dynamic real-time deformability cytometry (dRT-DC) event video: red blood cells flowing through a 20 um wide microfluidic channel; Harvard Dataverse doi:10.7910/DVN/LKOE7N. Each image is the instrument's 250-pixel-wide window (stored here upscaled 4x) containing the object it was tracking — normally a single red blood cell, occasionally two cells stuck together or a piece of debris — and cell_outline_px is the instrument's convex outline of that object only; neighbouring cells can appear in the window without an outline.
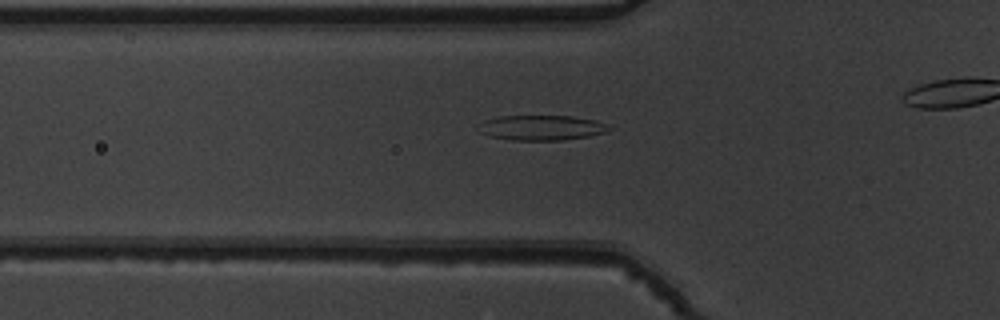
{"species": "common noctule bat (a hibernating species)", "species_latin": "Nyctalus noctula", "temperature_condition": "warm", "stored_images_in_passage": 32, "camera_frame_rate_fps": 3000, "um_per_image_px": 0.085, "animal": {"sex": "male", "body_mass_g": 19.5, "forearm_length_mm": 54.6}, "frame": {"image": 1, "passage_image": 7, "time_ms": 2.0, "image_size_px": [1000, 320], "cell_outline_px": [[612, 128], [608, 132], [588, 136], [564, 140], [512, 140], [488, 136], [480, 132], [484, 120], [500, 116], [572, 116], [596, 120], [608, 124]], "centroid_in_image_um": [46.1, 10.86], "position_along_channel_um": 79.7, "area_um2": 19.02}}
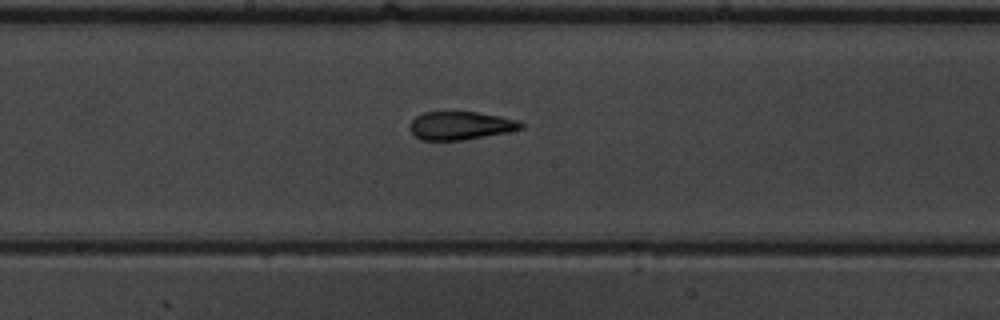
{"frame": {"image": 2, "passage_image": 17, "time_ms": 5.333, "image_size_px": [1000, 320], "cell_outline_px": [[524, 128], [508, 132], [460, 140], [420, 140], [408, 128], [412, 120], [416, 116], [424, 112], [476, 112], [500, 116], [516, 120], [524, 124]], "centroid_in_image_um": [39.13, 10.67], "position_along_channel_um": 209.1, "area_um2": 18.15}}
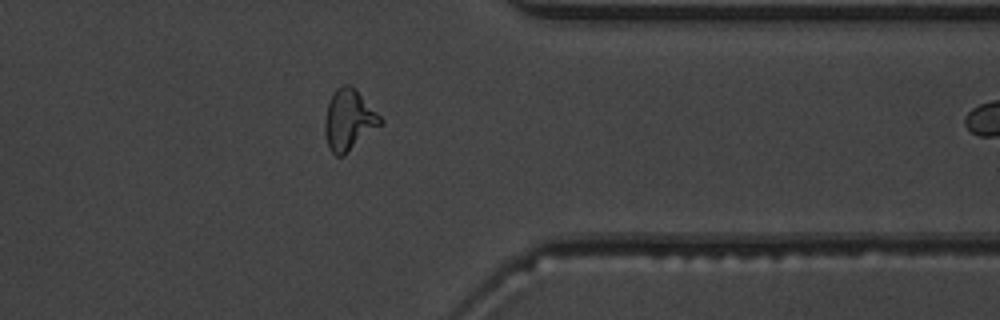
{"frame": {"image": 3, "passage_image": 31, "time_ms": 10.0, "image_size_px": [1000, 320], "cell_outline_px": [[384, 124], [344, 156], [336, 156], [328, 148], [324, 132], [324, 120], [328, 104], [336, 88], [344, 84], [348, 84], [356, 88], [384, 120]], "centroid_in_image_um": [29.68, 10.22], "position_along_channel_um": 381.7, "area_um2": 20.11}}